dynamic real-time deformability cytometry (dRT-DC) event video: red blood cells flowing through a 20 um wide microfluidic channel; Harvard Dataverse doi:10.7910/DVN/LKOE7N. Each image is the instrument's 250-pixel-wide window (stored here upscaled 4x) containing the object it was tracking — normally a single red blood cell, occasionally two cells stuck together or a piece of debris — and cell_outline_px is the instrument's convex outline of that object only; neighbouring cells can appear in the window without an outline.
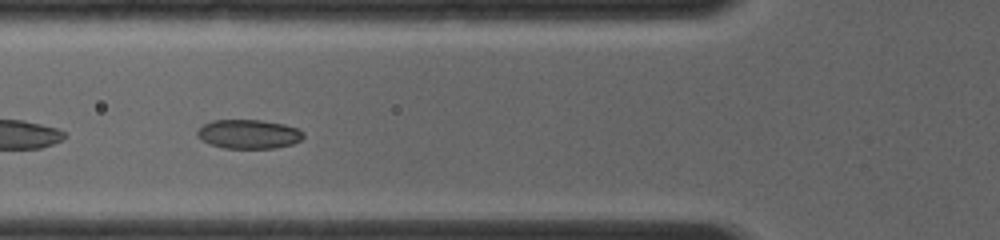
{"species": "common noctule bat (a hibernating species)", "species_latin": "Nyctalus noctula", "temperature_condition": "room temperature", "stored_images_in_passage": 12, "camera_frame_rate_fps": 4000, "um_per_image_px": 0.085, "animal": {"sex": "female", "body_mass_g": 19.0, "forearm_length_mm": 56.7}, "frame": {"image": 1, "passage_image": 3, "time_ms": 1.25, "image_size_px": [1000, 240], "cell_outline_px": [[304, 136], [300, 140], [292, 144], [276, 148], [224, 148], [212, 144], [196, 136], [196, 132], [204, 124], [212, 120], [260, 120], [284, 124], [300, 128], [304, 132]], "centroid_in_image_um": [21.18, 11.39], "position_along_channel_um": 104.6, "area_um2": 17.98}}
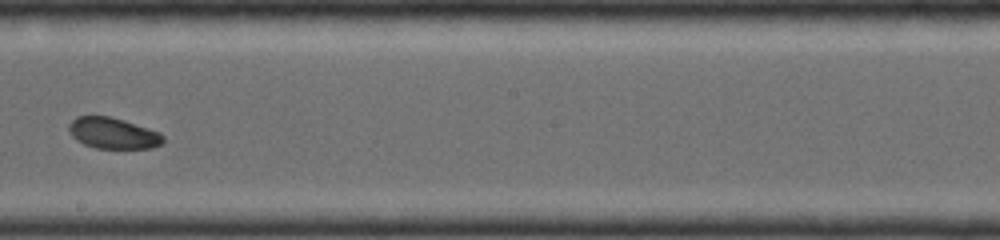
{"frame": {"image": 2, "passage_image": 8, "time_ms": 4.25, "image_size_px": [1000, 240], "cell_outline_px": [[164, 140], [160, 144], [152, 148], [96, 148], [84, 144], [76, 140], [72, 136], [68, 128], [68, 124], [76, 116], [108, 116], [124, 120], [160, 132], [164, 136]], "centroid_in_image_um": [9.6, 11.32], "position_along_channel_um": 238.6, "area_um2": 17.05}}
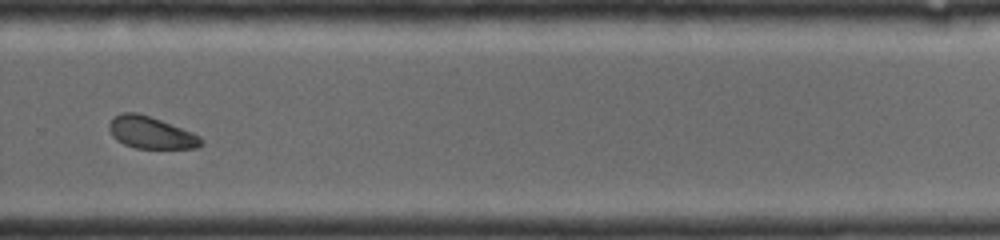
{"frame": {"image": 3, "passage_image": 11, "time_ms": 6.0, "image_size_px": [1000, 240], "cell_outline_px": [[200, 144], [196, 148], [136, 148], [124, 144], [116, 140], [112, 136], [108, 128], [108, 124], [120, 112], [136, 112], [160, 120], [192, 132], [200, 136]], "centroid_in_image_um": [12.77, 11.27], "position_along_channel_um": 317.0, "area_um2": 16.88}}